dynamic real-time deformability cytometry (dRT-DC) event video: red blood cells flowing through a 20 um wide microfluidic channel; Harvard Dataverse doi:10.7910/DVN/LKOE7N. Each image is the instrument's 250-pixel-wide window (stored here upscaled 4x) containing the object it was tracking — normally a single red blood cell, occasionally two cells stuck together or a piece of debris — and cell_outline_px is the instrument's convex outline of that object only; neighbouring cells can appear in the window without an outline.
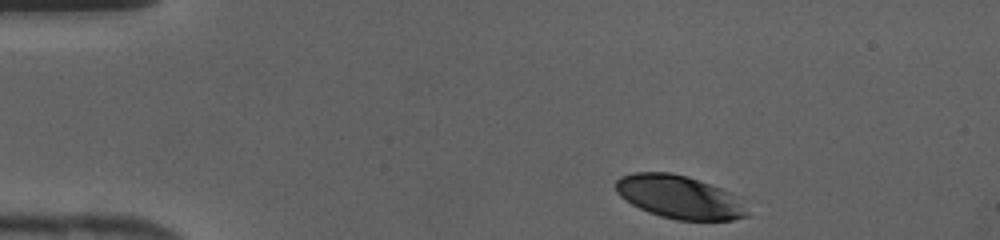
{"species": "human", "species_latin": "Homo sapiens", "temperature_condition": "cold", "stored_images_in_passage": 37, "camera_frame_rate_fps": 3000, "um_per_image_px": 0.085, "donor": {"sex": "female"}, "frame": {"image": 1, "passage_image": 1, "time_ms": 0.0, "image_size_px": [1000, 240], "cell_outline_px": [[748, 216], [732, 220], [676, 220], [660, 216], [648, 212], [632, 204], [620, 196], [616, 192], [616, 180], [620, 176], [632, 172], [672, 172], [688, 176], [732, 192], [740, 196], [748, 212]], "centroid_in_image_um": [57.77, 16.74], "position_along_channel_um": 27.2, "area_um2": 33.41}}
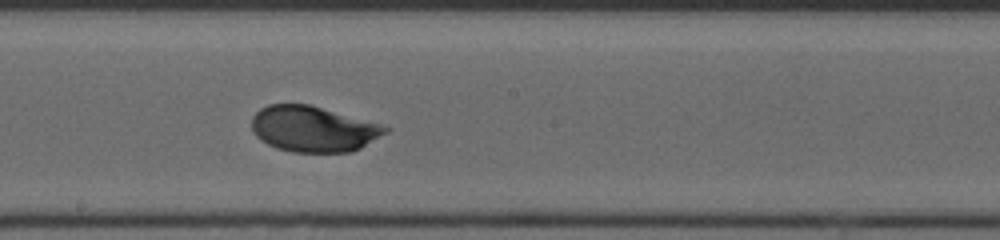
{"frame": {"image": 2, "passage_image": 18, "time_ms": 5.667, "image_size_px": [1000, 240], "cell_outline_px": [[392, 128], [388, 132], [360, 148], [352, 152], [292, 152], [276, 148], [260, 140], [252, 132], [252, 116], [260, 108], [268, 104], [308, 104], [380, 124]], "centroid_in_image_um": [26.6, 10.97], "position_along_channel_um": 221.6, "area_um2": 35.6}}
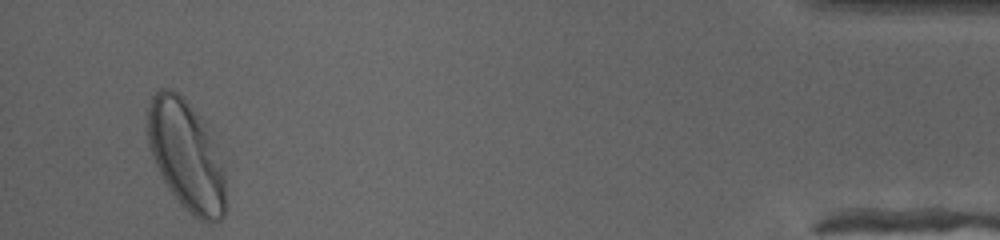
{"frame": {"image": 3, "passage_image": 35, "time_ms": 11.333, "image_size_px": [1000, 240], "cell_outline_px": [[224, 216], [220, 220], [212, 224], [208, 224], [192, 216], [180, 204], [164, 180], [152, 156], [148, 144], [148, 108], [152, 96], [160, 88], [172, 88], [184, 96], [204, 120], [224, 168]], "centroid_in_image_um": [15.83, 13.2], "position_along_channel_um": 419.4, "area_um2": 50.05}}